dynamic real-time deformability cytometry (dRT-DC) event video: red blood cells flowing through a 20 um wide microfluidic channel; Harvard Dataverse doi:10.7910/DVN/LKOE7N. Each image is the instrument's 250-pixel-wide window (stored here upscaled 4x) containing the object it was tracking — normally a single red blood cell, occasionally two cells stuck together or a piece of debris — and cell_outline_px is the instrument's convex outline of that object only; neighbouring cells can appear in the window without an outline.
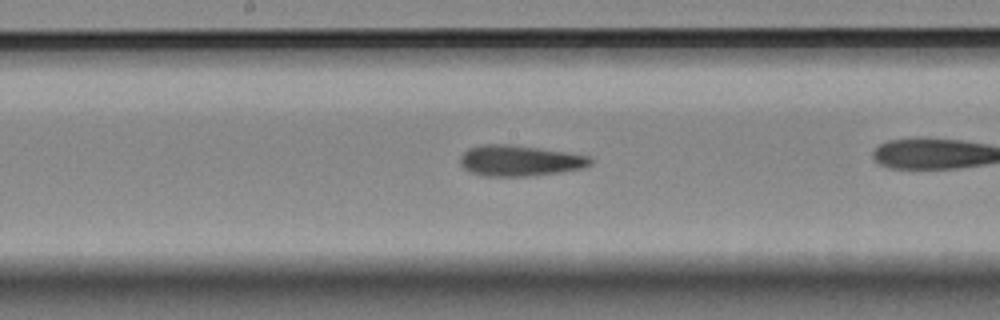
{"species": "Egyptian fruit bat (a non-hibernating species)", "species_latin": "Rousettus aegyptiacus", "temperature_condition": "room temperature", "stored_images_in_passage": 36, "camera_frame_rate_fps": 3000, "um_per_image_px": 0.085, "animal": {"sex": "female"}, "frame": {"image": 1, "passage_image": 21, "time_ms": 6.667, "image_size_px": [1000, 320], "cell_outline_px": [[592, 164], [584, 168], [560, 172], [524, 176], [484, 176], [468, 172], [460, 164], [460, 156], [468, 148], [480, 144], [512, 144], [568, 152], [592, 156]], "centroid_in_image_um": [44.17, 13.64], "position_along_channel_um": 204.0, "area_um2": 23.7}}
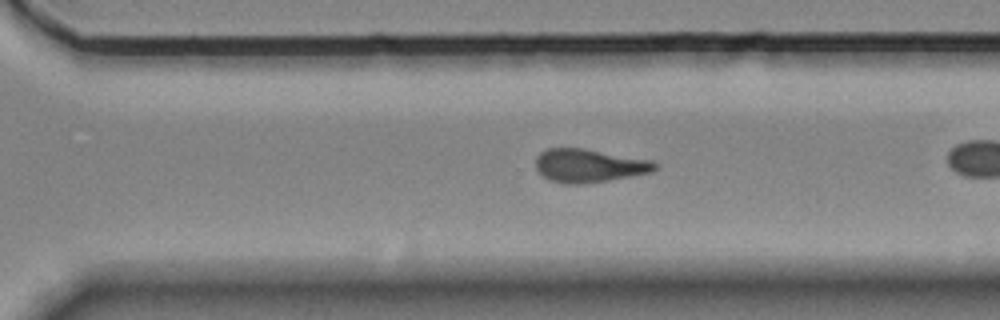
{"frame": {"image": 2, "passage_image": 31, "time_ms": 10.0, "image_size_px": [1000, 320], "cell_outline_px": [[660, 164], [652, 172], [632, 176], [608, 180], [580, 184], [568, 184], [548, 180], [536, 168], [536, 156], [540, 152], [548, 148], [584, 148], [652, 160]], "centroid_in_image_um": [50.09, 14.07], "position_along_channel_um": 320.5, "area_um2": 23.24}}